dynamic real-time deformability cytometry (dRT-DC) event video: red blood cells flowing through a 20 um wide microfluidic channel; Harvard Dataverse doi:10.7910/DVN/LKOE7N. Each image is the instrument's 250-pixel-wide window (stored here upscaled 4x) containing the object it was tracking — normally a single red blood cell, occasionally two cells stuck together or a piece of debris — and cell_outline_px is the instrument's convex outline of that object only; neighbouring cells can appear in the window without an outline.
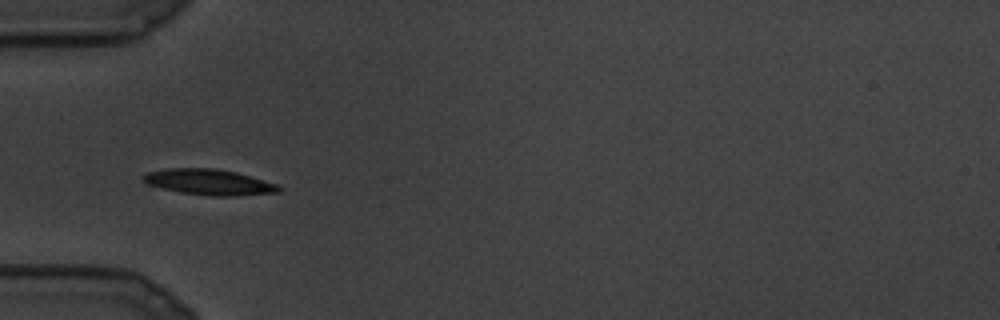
{"species": "common noctule bat (a hibernating species)", "species_latin": "Nyctalus noctula", "temperature_condition": "cold", "stored_images_in_passage": 11, "camera_frame_rate_fps": 3000, "um_per_image_px": 0.085, "animal": {"sex": "male", "body_mass_g": 19.5, "forearm_length_mm": 54.6}, "frame": {"image": 1, "passage_image": 1, "time_ms": 0.0, "image_size_px": [1000, 320], "cell_outline_px": [[284, 188], [280, 192], [236, 196], [212, 196], [180, 192], [148, 184], [140, 176], [148, 172], [168, 168], [216, 168], [236, 172], [280, 184]], "centroid_in_image_um": [17.85, 15.48], "position_along_channel_um": 67.1, "area_um2": 20.46}}
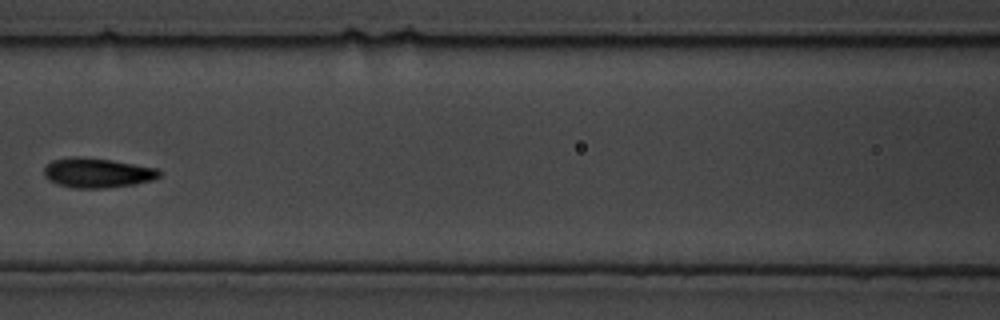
{"frame": {"image": 2, "passage_image": 5, "time_ms": 1.333, "image_size_px": [1000, 320], "cell_outline_px": [[160, 176], [152, 180], [136, 184], [104, 188], [76, 188], [60, 184], [48, 180], [44, 176], [44, 168], [52, 160], [72, 156], [80, 156], [112, 160], [160, 168]], "centroid_in_image_um": [8.29, 14.68], "position_along_channel_um": 158.3, "area_um2": 20.06}}
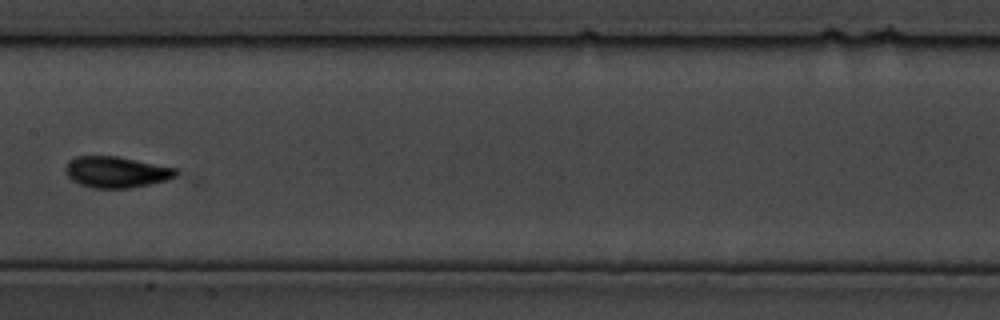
{"frame": {"image": 3, "passage_image": 6, "time_ms": 1.667, "image_size_px": [1000, 320], "cell_outline_px": [[200, 180], [128, 188], [92, 188], [80, 184], [72, 180], [68, 176], [64, 168], [68, 160], [76, 156], [116, 156], [176, 168]], "centroid_in_image_um": [10.32, 14.68], "position_along_channel_um": 197.1, "area_um2": 22.02}}